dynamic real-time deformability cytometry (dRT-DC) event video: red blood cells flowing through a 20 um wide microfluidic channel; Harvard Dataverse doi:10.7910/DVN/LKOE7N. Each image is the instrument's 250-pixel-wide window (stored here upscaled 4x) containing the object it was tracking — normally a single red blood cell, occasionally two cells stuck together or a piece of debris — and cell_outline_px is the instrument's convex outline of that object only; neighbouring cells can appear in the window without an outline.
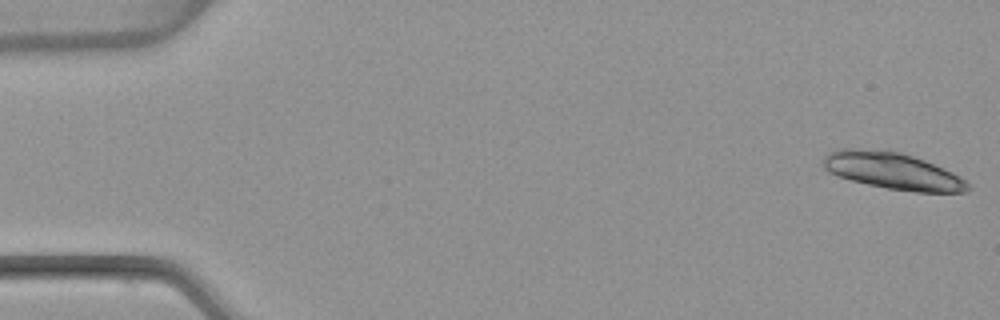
{"species": "common noctule bat (a hibernating species)", "species_latin": "Nyctalus noctula", "temperature_condition": "warm", "stored_images_in_passage": 18, "camera_frame_rate_fps": 3000, "um_per_image_px": 0.085, "animal": {"sex": "female", "body_mass_g": 22.7, "forearm_length_mm": 54.2}, "frame": {"image": 1, "passage_image": 1, "time_ms": 0.0, "image_size_px": [1000, 320], "cell_outline_px": [[972, 188], [964, 192], [916, 192], [888, 188], [868, 184], [852, 180], [840, 176], [824, 168], [824, 156], [828, 152], [840, 148], [852, 148], [900, 152], [924, 160], [952, 172], [964, 180]], "centroid_in_image_um": [75.88, 14.53], "position_along_channel_um": 9.1, "area_um2": 30.4}}